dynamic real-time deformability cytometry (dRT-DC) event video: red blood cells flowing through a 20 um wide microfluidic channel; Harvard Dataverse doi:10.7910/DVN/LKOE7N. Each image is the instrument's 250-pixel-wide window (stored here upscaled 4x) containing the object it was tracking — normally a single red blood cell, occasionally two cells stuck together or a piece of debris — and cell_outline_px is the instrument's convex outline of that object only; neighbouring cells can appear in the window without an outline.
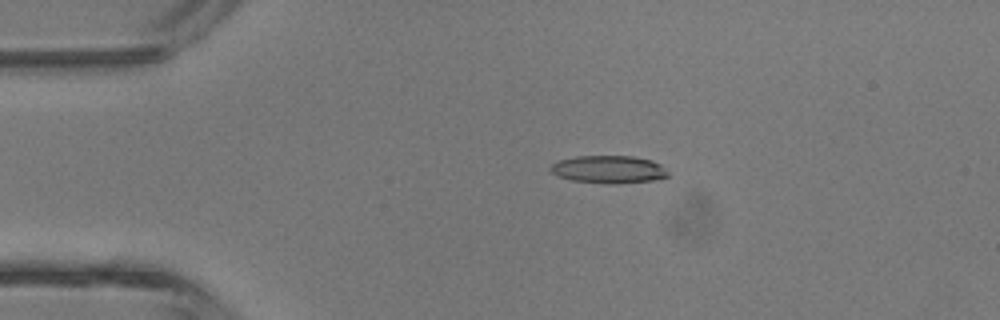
{"species": "common noctule bat (a hibernating species)", "species_latin": "Nyctalus noctula", "temperature_condition": "room temperature", "stored_images_in_passage": 3, "camera_frame_rate_fps": 3000, "um_per_image_px": 0.085, "animal": {"sex": "male", "body_mass_g": 13.3}, "frame": {"image": 1, "passage_image": 2, "time_ms": 1.0, "image_size_px": [1000, 320], "cell_outline_px": [[668, 176], [652, 180], [616, 184], [612, 184], [572, 180], [556, 176], [548, 168], [552, 164], [560, 160], [576, 156], [632, 156], [652, 160], [660, 164], [668, 172]], "centroid_in_image_um": [51.72, 14.39], "position_along_channel_um": 33.3, "area_um2": 18.9}}